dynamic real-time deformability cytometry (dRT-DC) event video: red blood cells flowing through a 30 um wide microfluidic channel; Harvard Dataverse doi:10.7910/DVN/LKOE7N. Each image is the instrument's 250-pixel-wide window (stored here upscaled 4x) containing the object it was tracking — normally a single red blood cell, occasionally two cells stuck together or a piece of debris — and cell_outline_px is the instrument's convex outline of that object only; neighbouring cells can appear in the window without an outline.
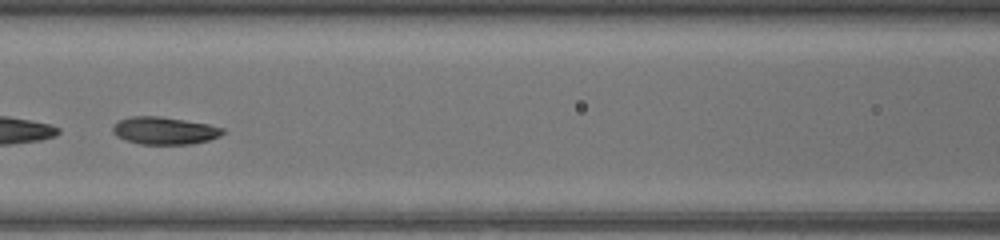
{"species": "common noctule bat (a hibernating species)", "species_latin": "Nyctalus noctula", "temperature_condition": "warm", "stored_images_in_passage": 44, "camera_frame_rate_fps": 3000, "um_per_image_px": 0.085, "animal": {"sex": "female", "body_mass_g": 17.0, "forearm_length_mm": 48.0}, "frame": {"image": 1, "passage_image": 19, "time_ms": 6.0, "image_size_px": [1000, 240], "cell_outline_px": [[224, 132], [220, 136], [208, 140], [192, 144], [140, 144], [124, 140], [116, 136], [112, 132], [112, 128], [120, 120], [128, 116], [160, 116], [208, 124], [224, 128]], "centroid_in_image_um": [13.96, 11.11], "position_along_channel_um": 152.6, "area_um2": 17.63}, "authors_computed_cell_mechanics": {"area_um2": 18.3804, "velocity_mm_per_s": 4.3467, "shape_relaxation_time_tau1_ms": 2.9693, "shape_relaxation_time_tau2_ms": 1.933, "deformation_change_tau1": 0.1357, "deformation_change_tau2": 0.0761}}